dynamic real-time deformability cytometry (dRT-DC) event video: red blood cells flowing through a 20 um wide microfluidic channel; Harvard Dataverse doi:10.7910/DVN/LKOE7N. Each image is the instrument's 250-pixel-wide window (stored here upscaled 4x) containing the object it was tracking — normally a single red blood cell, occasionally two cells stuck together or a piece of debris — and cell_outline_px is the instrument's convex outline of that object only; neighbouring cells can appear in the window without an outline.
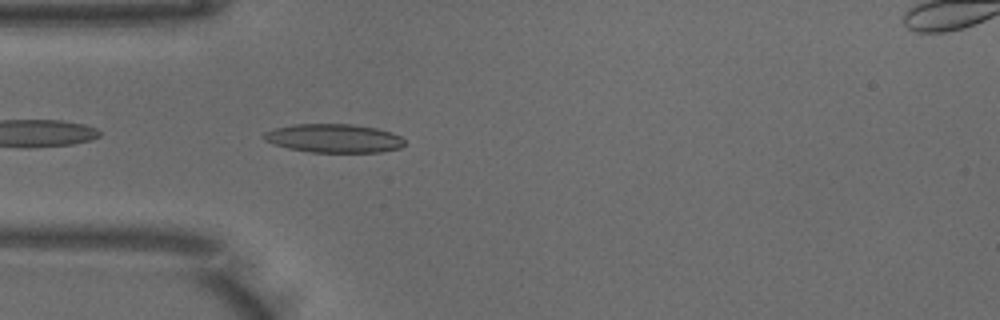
{"species": "common noctule bat (a hibernating species)", "species_latin": "Nyctalus noctula", "temperature_condition": "warm", "stored_images_in_passage": 38, "camera_frame_rate_fps": 3000, "um_per_image_px": 0.085, "animal": {"sex": "male", "body_mass_g": 18.8}, "frame": {"image": 1, "passage_image": 2, "time_ms": 0.333, "image_size_px": [1000, 320], "cell_outline_px": [[404, 144], [400, 148], [380, 152], [312, 152], [288, 148], [264, 140], [260, 136], [264, 132], [276, 128], [292, 124], [352, 124], [376, 128], [392, 132], [400, 136], [404, 140]], "centroid_in_image_um": [28.37, 11.75], "position_along_channel_um": 56.6, "area_um2": 23.47}}
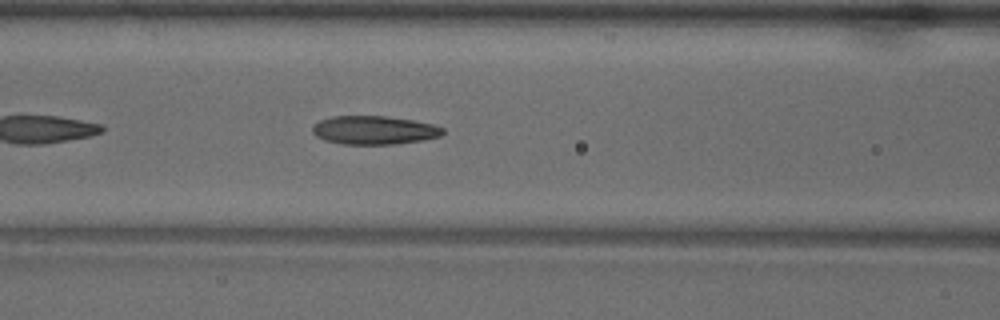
{"frame": {"image": 2, "passage_image": 8, "time_ms": 2.333, "image_size_px": [1000, 320], "cell_outline_px": [[444, 132], [440, 136], [424, 140], [392, 144], [340, 144], [324, 140], [316, 136], [312, 132], [312, 124], [320, 120], [332, 116], [388, 116], [412, 120], [432, 124], [444, 128]], "centroid_in_image_um": [31.77, 11.06], "position_along_channel_um": 134.8, "area_um2": 21.79}}
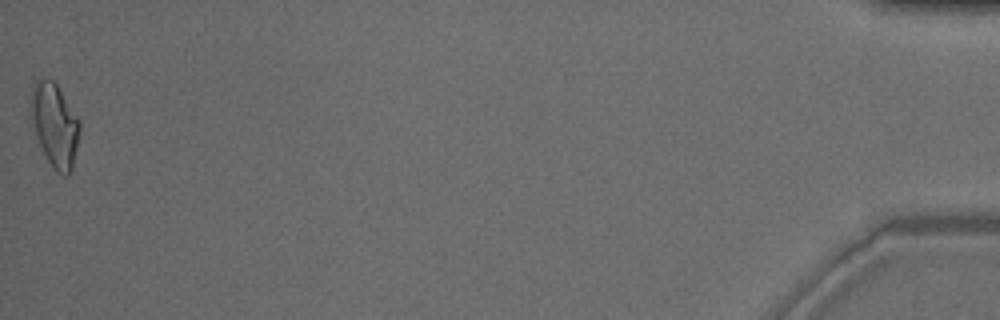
{"frame": {"image": 3, "passage_image": 38, "time_ms": 12.333, "image_size_px": [1000, 320], "cell_outline_px": [[80, 132], [72, 168], [68, 176], [64, 176], [56, 172], [48, 160], [36, 136], [28, 116], [28, 100], [32, 84], [40, 76], [44, 76], [52, 80], [56, 84], [80, 120]], "centroid_in_image_um": [4.59, 10.56], "position_along_channel_um": 430.6, "area_um2": 24.45}, "authors_computed_cell_mechanics": {"area_um2": 21.7906, "velocity_mm_per_s": 3.988, "shape_relaxation_time_tau1_ms": null, "shape_relaxation_time_tau2_ms": 2.8797, "deformation_change_tau1": null, "deformation_change_tau2": 0.1092}}